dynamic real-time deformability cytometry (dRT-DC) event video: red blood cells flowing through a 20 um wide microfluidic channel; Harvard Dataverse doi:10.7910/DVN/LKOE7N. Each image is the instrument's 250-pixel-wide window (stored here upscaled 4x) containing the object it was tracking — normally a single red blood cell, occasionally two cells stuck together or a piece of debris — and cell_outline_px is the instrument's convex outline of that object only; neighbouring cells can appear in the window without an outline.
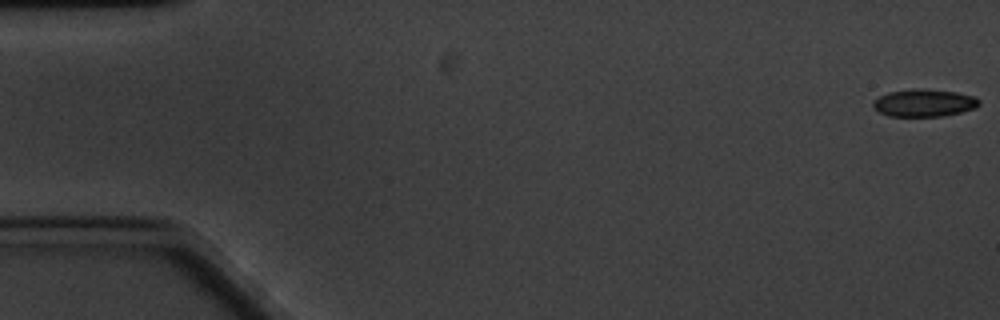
{"species": "common noctule bat (a hibernating species)", "species_latin": "Nyctalus noctula", "temperature_condition": "cold", "stored_images_in_passage": 61, "camera_frame_rate_fps": 3000, "um_per_image_px": 0.085, "animal": {"sex": "male", "body_mass_g": 20.1, "forearm_length_mm": 53.5}, "frame": {"image": 1, "passage_image": 1, "time_ms": 0.0, "image_size_px": [1000, 320], "cell_outline_px": [[980, 104], [976, 108], [944, 116], [888, 116], [880, 112], [872, 104], [880, 96], [888, 92], [912, 88], [916, 88], [956, 92], [976, 96], [980, 100]], "centroid_in_image_um": [78.59, 8.74], "position_along_channel_um": 6.4, "area_um2": 16.94}}
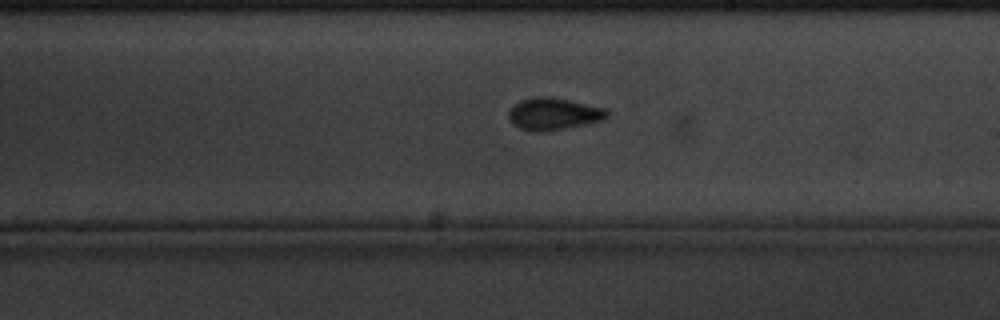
{"frame": {"image": 2, "passage_image": 35, "time_ms": 11.333, "image_size_px": [1000, 320], "cell_outline_px": [[608, 116], [604, 120], [544, 132], [532, 132], [520, 128], [512, 124], [508, 120], [508, 112], [512, 104], [520, 100], [532, 96], [548, 96], [608, 108]], "centroid_in_image_um": [47.01, 9.67], "position_along_channel_um": 242.0, "area_um2": 18.73}}
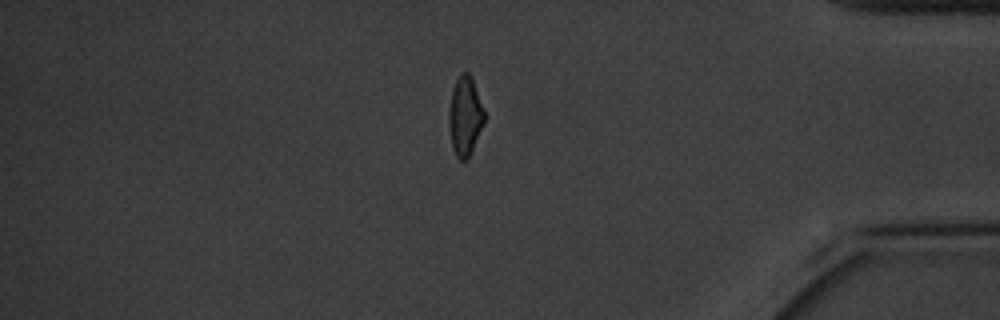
{"frame": {"image": 3, "passage_image": 52, "time_ms": 17.0, "image_size_px": [1000, 320], "cell_outline_px": [[484, 124], [468, 160], [460, 160], [456, 156], [452, 148], [448, 120], [448, 112], [452, 88], [460, 72], [468, 72], [472, 76], [484, 112]], "centroid_in_image_um": [39.51, 9.87], "position_along_channel_um": 395.7, "area_um2": 16.53}, "authors_computed_cell_mechanics": {"area_um2": 17.2822, "velocity_mm_per_s": 3.2618, "shape_relaxation_time_tau1_ms": 3.1051, "shape_relaxation_time_tau2_ms": null, "deformation_change_tau1": 0.0855, "deformation_change_tau2": null}}